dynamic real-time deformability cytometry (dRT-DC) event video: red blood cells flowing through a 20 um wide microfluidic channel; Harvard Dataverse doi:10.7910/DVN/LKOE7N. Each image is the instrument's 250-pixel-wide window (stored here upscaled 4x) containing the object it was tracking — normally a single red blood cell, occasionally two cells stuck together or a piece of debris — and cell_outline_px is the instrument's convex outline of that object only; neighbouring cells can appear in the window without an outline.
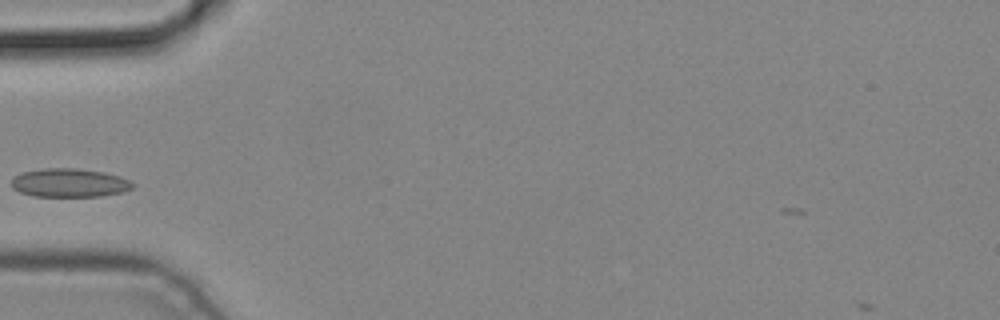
{"species": "common noctule bat (a hibernating species)", "species_latin": "Nyctalus noctula", "temperature_condition": "cold", "stored_images_in_passage": 1, "camera_frame_rate_fps": 3000, "um_per_image_px": 0.085, "animal": {"sex": "male", "body_mass_g": 19.2, "forearm_length_mm": 51.8}, "frame": {"image": 1, "passage_image": 1, "time_ms": 0.0, "image_size_px": [1000, 320], "cell_outline_px": [[136, 184], [132, 188], [124, 192], [100, 196], [32, 196], [20, 192], [12, 188], [12, 176], [24, 172], [44, 168], [76, 168], [104, 172], [120, 176]], "centroid_in_image_um": [5.91, 15.54], "position_along_channel_um": 79.1, "area_um2": 20.29}}